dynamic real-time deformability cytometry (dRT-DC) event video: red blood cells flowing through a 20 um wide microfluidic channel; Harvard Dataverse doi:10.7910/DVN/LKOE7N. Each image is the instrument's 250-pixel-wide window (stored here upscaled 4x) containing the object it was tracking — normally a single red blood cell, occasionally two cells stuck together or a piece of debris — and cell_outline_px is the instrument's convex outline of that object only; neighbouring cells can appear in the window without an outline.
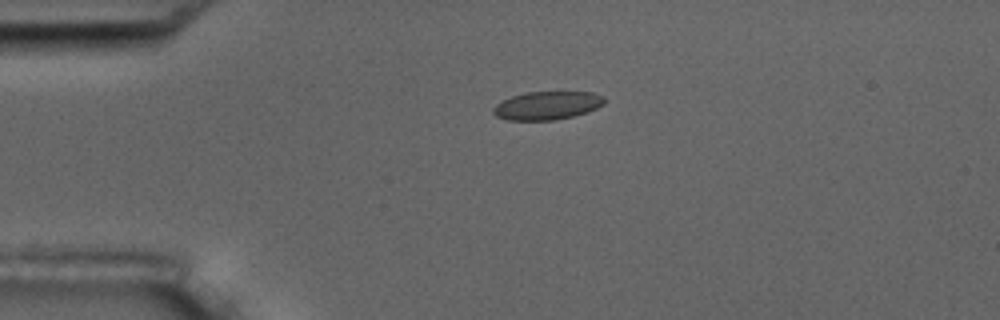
{"species": "common noctule bat (a hibernating species)", "species_latin": "Nyctalus noctula", "temperature_condition": "room temperature", "stored_images_in_passage": 2, "camera_frame_rate_fps": 3000, "um_per_image_px": 0.085, "animal": {"sex": "male", "body_mass_g": 17.5, "forearm_length_mm": 52.3}, "frame": {"image": 1, "passage_image": 1, "time_ms": 0.0, "image_size_px": [1000, 320], "cell_outline_px": [[604, 104], [588, 112], [556, 120], [508, 120], [496, 116], [492, 112], [492, 108], [496, 104], [512, 96], [524, 92], [592, 92], [604, 96]], "centroid_in_image_um": [46.5, 8.97], "position_along_channel_um": 38.5, "area_um2": 18.32}}